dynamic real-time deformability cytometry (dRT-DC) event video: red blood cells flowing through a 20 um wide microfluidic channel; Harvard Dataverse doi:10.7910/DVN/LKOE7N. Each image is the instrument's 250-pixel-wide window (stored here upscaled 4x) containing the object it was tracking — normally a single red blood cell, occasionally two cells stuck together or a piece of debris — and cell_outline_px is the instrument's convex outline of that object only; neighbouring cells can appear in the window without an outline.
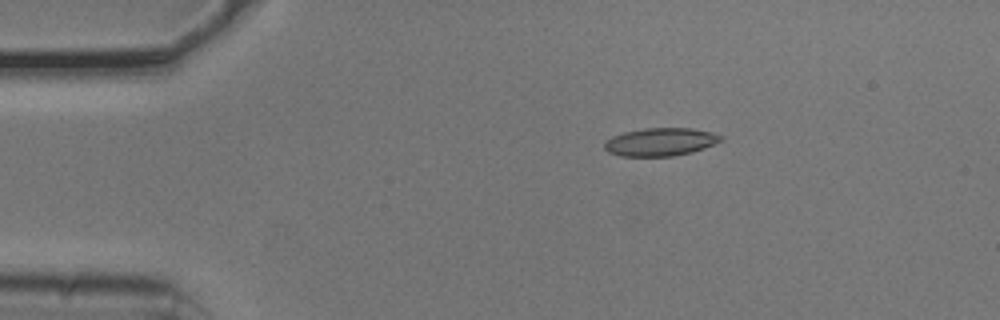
{"species": "common noctule bat (a hibernating species)", "species_latin": "Nyctalus noctula", "temperature_condition": "cold", "stored_images_in_passage": 38, "camera_frame_rate_fps": 3000, "um_per_image_px": 0.085, "animal": {"sex": "male", "body_mass_g": 20.5, "forearm_length_mm": 52.5}, "frame": {"image": 1, "passage_image": 1, "time_ms": 0.0, "image_size_px": [1000, 320], "cell_outline_px": [[724, 140], [704, 148], [692, 152], [672, 156], [620, 156], [608, 152], [604, 148], [604, 144], [612, 136], [624, 132], [644, 128], [692, 128], [712, 132], [724, 136]], "centroid_in_image_um": [56.17, 12.06], "position_along_channel_um": 28.8, "area_um2": 19.07}}
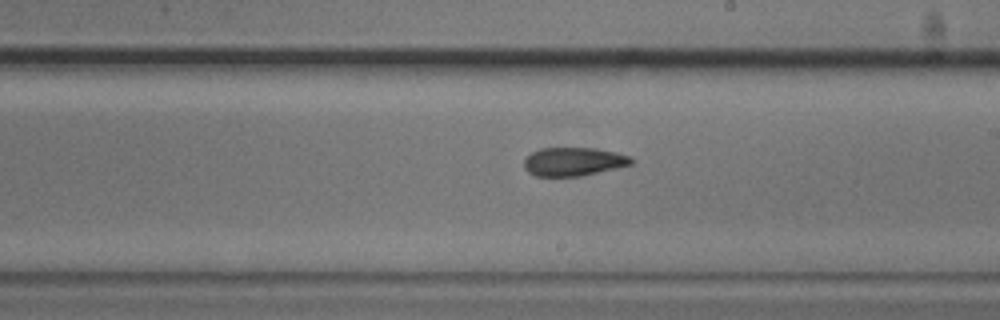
{"frame": {"image": 2, "passage_image": 22, "time_ms": 7.0, "image_size_px": [1000, 320], "cell_outline_px": [[636, 160], [632, 164], [616, 168], [580, 176], [536, 176], [528, 172], [524, 168], [524, 160], [532, 152], [540, 148], [596, 148], [616, 152], [632, 156]], "centroid_in_image_um": [48.78, 13.73], "position_along_channel_um": 240.2, "area_um2": 17.92}}
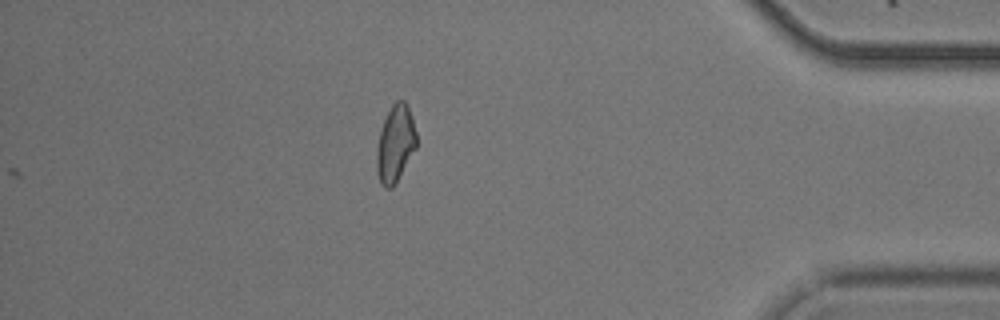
{"frame": {"image": 3, "passage_image": 38, "time_ms": 12.333, "image_size_px": [1000, 320], "cell_outline_px": [[416, 148], [392, 188], [384, 188], [380, 184], [376, 168], [376, 148], [380, 132], [384, 120], [392, 104], [396, 100], [404, 100], [408, 104], [412, 116], [416, 132]], "centroid_in_image_um": [33.59, 12.2], "position_along_channel_um": 401.6, "area_um2": 17.86}, "authors_computed_cell_mechanics": {"area_um2": 18.1203, "velocity_mm_per_s": 3.7716, "shape_relaxation_time_tau1_ms": null, "shape_relaxation_time_tau2_ms": 4.4715, "deformation_change_tau1": null, "deformation_change_tau2": 0.1104}}